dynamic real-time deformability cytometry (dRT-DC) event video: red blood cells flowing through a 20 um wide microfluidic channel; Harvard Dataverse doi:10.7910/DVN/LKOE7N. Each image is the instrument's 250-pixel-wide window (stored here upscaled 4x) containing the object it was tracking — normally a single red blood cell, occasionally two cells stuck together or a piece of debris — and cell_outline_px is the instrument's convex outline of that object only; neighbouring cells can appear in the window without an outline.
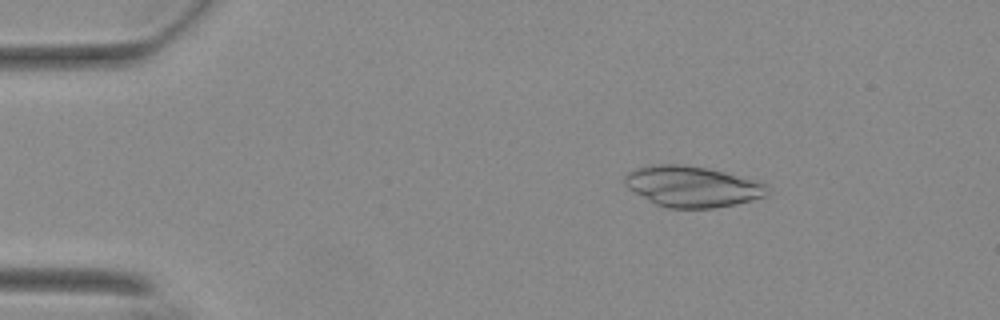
{"species": "Egyptian fruit bat (a non-hibernating species)", "species_latin": "Rousettus aegyptiacus", "temperature_condition": "warm", "stored_images_in_passage": 52, "camera_frame_rate_fps": 3000, "um_per_image_px": 0.085, "animal": {"sex": "female"}, "frame": {"image": 1, "passage_image": 6, "time_ms": 1.667, "image_size_px": [1000, 320], "cell_outline_px": [[768, 196], [736, 204], [716, 208], [668, 208], [656, 204], [628, 188], [624, 184], [624, 176], [628, 172], [640, 168], [660, 164], [680, 164], [708, 168], [756, 180], [764, 184], [768, 188]], "centroid_in_image_um": [58.87, 15.86], "position_along_channel_um": 26.1, "area_um2": 33.76}}
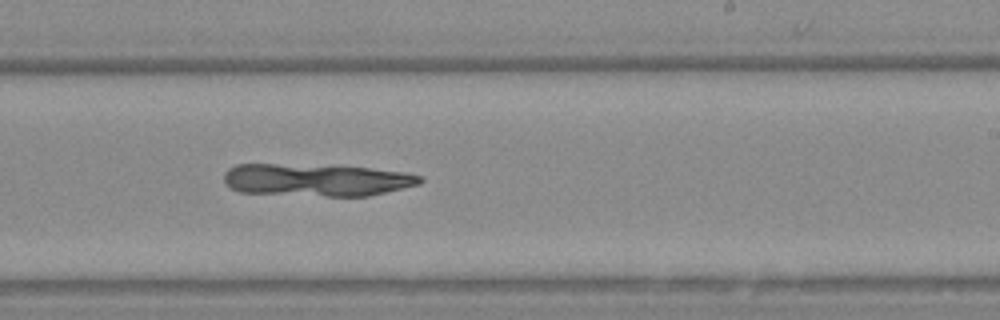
{"frame": {"image": 2, "passage_image": 31, "time_ms": 10.0, "image_size_px": [1000, 320], "cell_outline_px": [[424, 180], [420, 184], [368, 196], [328, 196], [240, 192], [224, 184], [224, 172], [228, 168], [236, 164], [276, 164], [368, 168], [404, 172], [420, 176]], "centroid_in_image_um": [26.86, 15.3], "position_along_channel_um": 262.1, "area_um2": 36.65}}
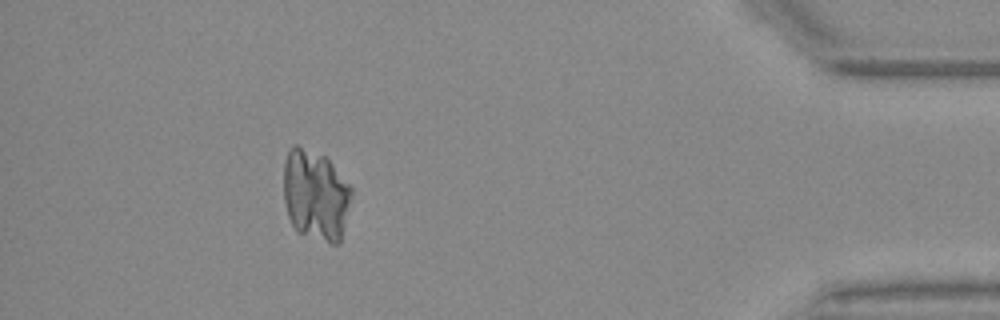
{"frame": {"image": 3, "passage_image": 47, "time_ms": 15.333, "image_size_px": [1000, 320], "cell_outline_px": [[352, 192], [340, 244], [332, 244], [296, 232], [288, 216], [284, 200], [284, 164], [288, 152], [292, 144], [296, 144], [324, 156], [332, 164], [352, 188]], "centroid_in_image_um": [26.81, 16.6], "position_along_channel_um": 408.4, "area_um2": 35.84}}